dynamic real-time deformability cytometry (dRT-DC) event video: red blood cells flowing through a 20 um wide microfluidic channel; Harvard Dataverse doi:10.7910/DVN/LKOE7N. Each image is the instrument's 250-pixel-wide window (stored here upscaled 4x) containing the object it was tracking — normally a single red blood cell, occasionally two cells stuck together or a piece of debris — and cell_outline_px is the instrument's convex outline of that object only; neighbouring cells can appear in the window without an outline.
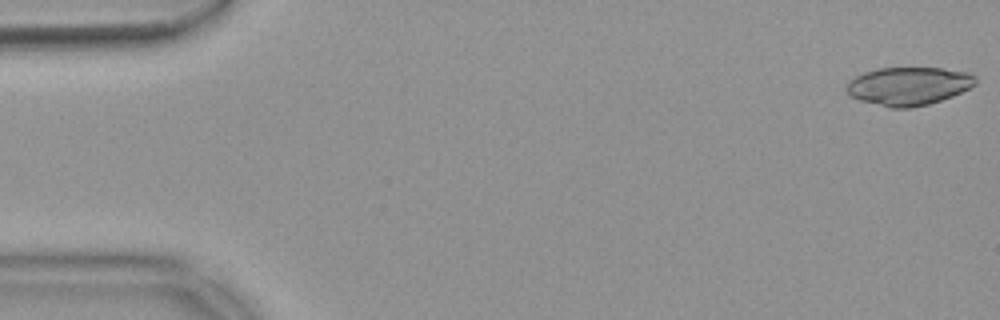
{"species": "common noctule bat (a hibernating species)", "species_latin": "Nyctalus noctula", "temperature_condition": "warm", "stored_images_in_passage": 54, "camera_frame_rate_fps": 3000, "um_per_image_px": 0.085, "animal": {"sex": "female", "body_mass_g": 18.4}, "frame": {"image": 1, "passage_image": 1, "time_ms": 0.0, "image_size_px": [1000, 320], "cell_outline_px": [[976, 84], [952, 96], [928, 104], [912, 108], [892, 108], [860, 100], [852, 96], [844, 88], [848, 80], [864, 72], [876, 68], [940, 68], [968, 72], [976, 76]], "centroid_in_image_um": [77.21, 7.31], "position_along_channel_um": 7.8, "area_um2": 28.67}}